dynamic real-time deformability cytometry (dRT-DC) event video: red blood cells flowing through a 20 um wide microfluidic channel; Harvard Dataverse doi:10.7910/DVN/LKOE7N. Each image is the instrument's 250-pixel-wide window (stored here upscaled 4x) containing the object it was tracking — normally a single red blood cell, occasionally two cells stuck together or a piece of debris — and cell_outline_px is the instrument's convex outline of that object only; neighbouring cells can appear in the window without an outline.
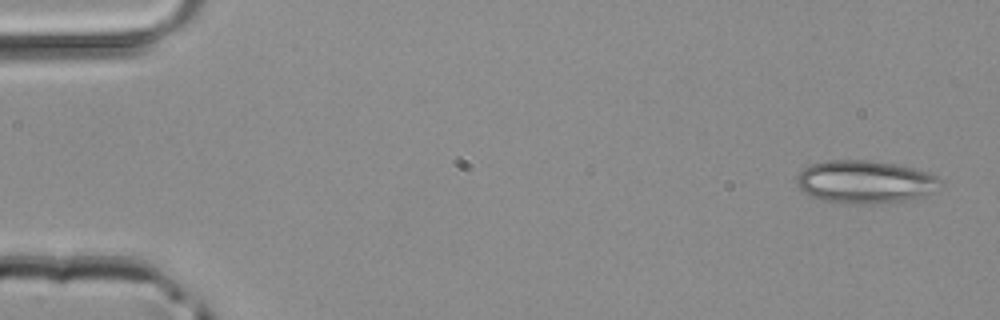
{"species": "common noctule bat (a hibernating species)", "species_latin": "Nyctalus noctula", "temperature_condition": "room temperature", "stored_images_in_passage": 3, "camera_frame_rate_fps": 3000, "um_per_image_px": 0.085, "animal": {"sex": "male", "body_mass_g": 20.4}, "frame": {"image": 1, "passage_image": 1, "time_ms": 0.0, "image_size_px": [1000, 320], "cell_outline_px": [[940, 180], [924, 196], [904, 200], [868, 204], [860, 204], [824, 200], [812, 196], [804, 192], [800, 188], [796, 180], [796, 176], [804, 168], [812, 164], [828, 160], [864, 160], [896, 164], [912, 168], [936, 176]], "centroid_in_image_um": [73.44, 15.44], "position_along_channel_um": 11.6, "area_um2": 34.91}}